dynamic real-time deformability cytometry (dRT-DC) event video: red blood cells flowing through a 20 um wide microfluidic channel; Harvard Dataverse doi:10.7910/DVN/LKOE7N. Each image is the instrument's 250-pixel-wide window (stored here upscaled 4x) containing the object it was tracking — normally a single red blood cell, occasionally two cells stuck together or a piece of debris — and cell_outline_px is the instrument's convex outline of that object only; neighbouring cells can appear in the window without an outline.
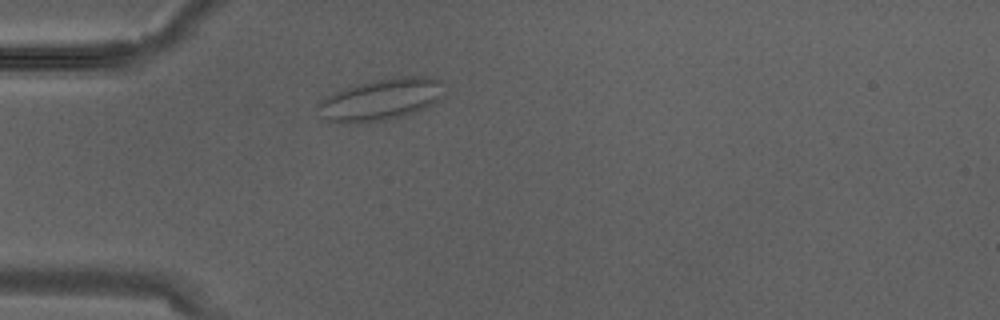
{"species": "Egyptian fruit bat (a non-hibernating species)", "species_latin": "Rousettus aegyptiacus", "temperature_condition": "warm", "stored_images_in_passage": 2, "camera_frame_rate_fps": 3000, "um_per_image_px": 0.085, "animal": {"sex": "male"}, "frame": {"image": 1, "passage_image": 2, "time_ms": 0.333, "image_size_px": [1000, 320], "cell_outline_px": [[440, 80], [436, 100], [432, 104], [416, 112], [384, 120], [344, 124], [328, 124], [320, 116], [316, 108], [324, 96], [344, 88], [372, 80], [392, 76], [432, 76]], "centroid_in_image_um": [32.22, 8.47], "position_along_channel_um": 52.8, "area_um2": 30.69}}